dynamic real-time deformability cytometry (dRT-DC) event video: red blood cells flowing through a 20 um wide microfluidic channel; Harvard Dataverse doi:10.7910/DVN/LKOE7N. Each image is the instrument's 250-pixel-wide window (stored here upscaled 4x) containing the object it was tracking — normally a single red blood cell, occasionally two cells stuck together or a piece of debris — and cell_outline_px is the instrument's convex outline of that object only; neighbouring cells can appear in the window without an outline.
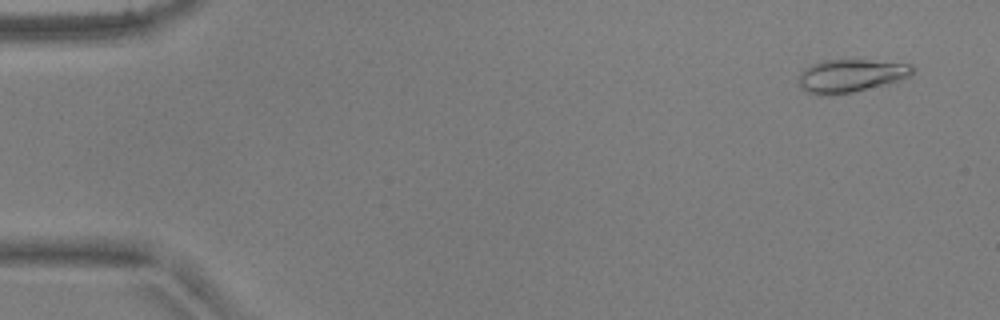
{"species": "common noctule bat (a hibernating species)", "species_latin": "Nyctalus noctula", "temperature_condition": "warm", "stored_images_in_passage": 52, "camera_frame_rate_fps": 3000, "um_per_image_px": 0.085, "animal": {"sex": "male", "body_mass_g": 17.9, "forearm_length_mm": 54.2}, "frame": {"image": 1, "passage_image": 3, "time_ms": 0.667, "image_size_px": [1000, 320], "cell_outline_px": [[916, 68], [912, 76], [852, 92], [832, 96], [820, 96], [808, 92], [800, 88], [796, 80], [800, 72], [812, 64], [820, 60], [868, 60], [912, 64]], "centroid_in_image_um": [72.26, 6.44], "position_along_channel_um": 12.7, "area_um2": 22.08}}
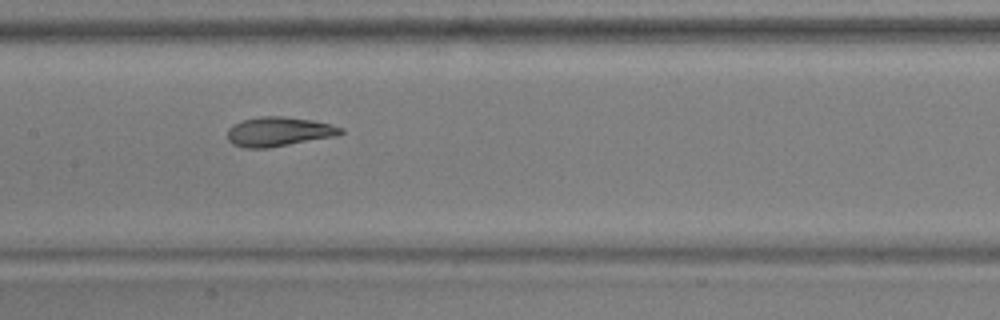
{"frame": {"image": 2, "passage_image": 26, "time_ms": 8.333, "image_size_px": [1000, 320], "cell_outline_px": [[344, 132], [336, 136], [268, 148], [240, 148], [232, 144], [228, 140], [228, 128], [232, 124], [244, 120], [260, 116], [284, 116], [312, 120], [344, 128]], "centroid_in_image_um": [23.66, 11.19], "position_along_channel_um": 183.7, "area_um2": 19.48}}
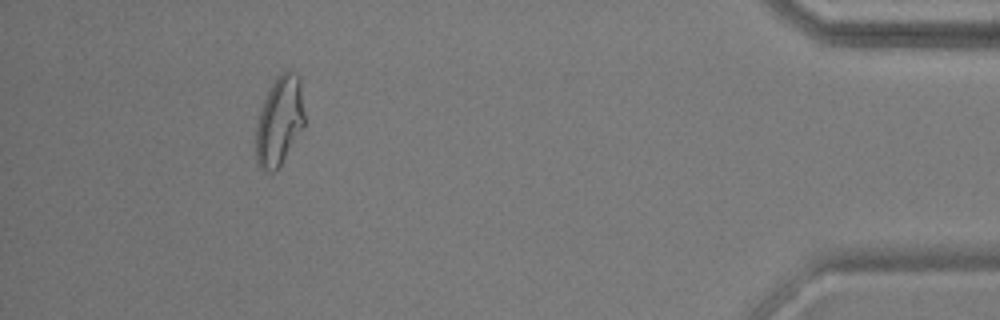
{"frame": {"image": 3, "passage_image": 48, "time_ms": 15.667, "image_size_px": [1000, 320], "cell_outline_px": [[304, 124], [280, 164], [272, 172], [268, 172], [260, 168], [256, 160], [256, 120], [260, 108], [276, 76], [288, 68], [296, 72], [300, 76], [304, 112]], "centroid_in_image_um": [23.74, 10.21], "position_along_channel_um": 411.5, "area_um2": 25.14}, "authors_computed_cell_mechanics": {"area_um2": 20.4612, "velocity_mm_per_s": 3.8582, "shape_relaxation_time_tau1_ms": 9.4182, "shape_relaxation_time_tau2_ms": 1.6373, "deformation_change_tau1": 0.25, "deformation_change_tau2": 0.0798}}